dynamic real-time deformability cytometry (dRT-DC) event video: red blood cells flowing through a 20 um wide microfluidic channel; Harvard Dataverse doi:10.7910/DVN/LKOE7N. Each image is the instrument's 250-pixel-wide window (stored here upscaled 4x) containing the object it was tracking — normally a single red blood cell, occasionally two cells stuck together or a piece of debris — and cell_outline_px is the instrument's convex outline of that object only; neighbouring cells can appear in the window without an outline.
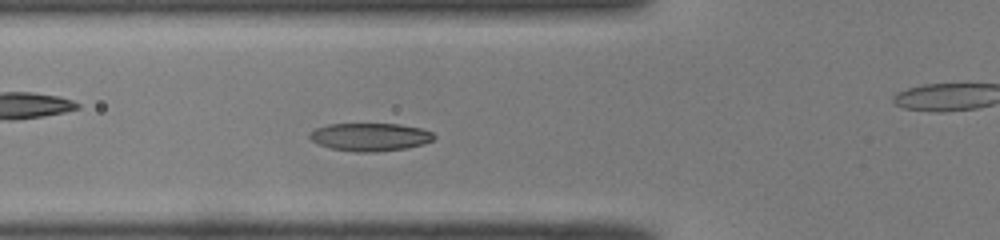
{"species": "common noctule bat (a hibernating species)", "species_latin": "Nyctalus noctula", "temperature_condition": "room temperature", "stored_images_in_passage": 45, "camera_frame_rate_fps": 3000, "um_per_image_px": 0.085, "animal": {"sex": "male", "body_mass_g": 19.0, "forearm_length_mm": 50.8}, "frame": {"image": 1, "passage_image": 12, "time_ms": 3.667, "image_size_px": [1000, 240], "cell_outline_px": [[436, 136], [432, 140], [424, 144], [408, 148], [376, 152], [356, 152], [332, 148], [320, 144], [312, 140], [308, 136], [316, 128], [328, 124], [400, 124], [420, 128], [432, 132]], "centroid_in_image_um": [31.5, 11.64], "position_along_channel_um": 94.3, "area_um2": 20.17}}
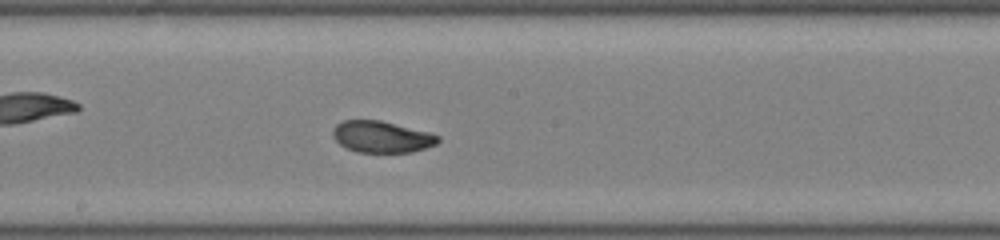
{"frame": {"image": 2, "passage_image": 21, "time_ms": 6.667, "image_size_px": [1000, 240], "cell_outline_px": [[440, 140], [436, 144], [412, 152], [356, 152], [344, 148], [332, 136], [332, 128], [336, 124], [344, 120], [380, 120], [428, 132], [440, 136]], "centroid_in_image_um": [32.4, 11.63], "position_along_channel_um": 215.8, "area_um2": 19.36}}
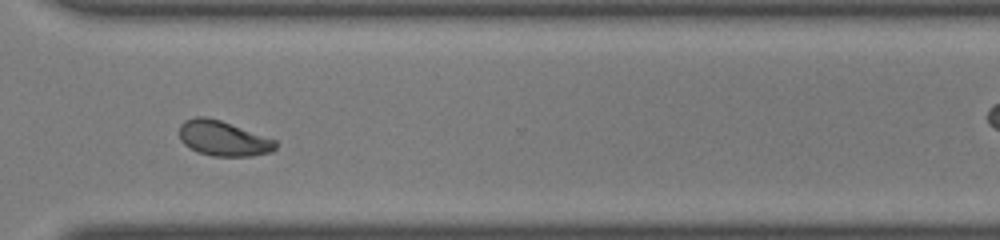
{"frame": {"image": 3, "passage_image": 31, "time_ms": 10.0, "image_size_px": [1000, 240], "cell_outline_px": [[276, 148], [272, 152], [252, 156], [212, 156], [200, 152], [184, 144], [180, 140], [180, 124], [184, 120], [196, 116], [204, 116], [220, 120], [276, 140]], "centroid_in_image_um": [18.97, 11.76], "position_along_channel_um": 351.6, "area_um2": 19.54}, "authors_computed_cell_mechanics": {"area_um2": 19.8254, "velocity_mm_per_s": 4.0468, "shape_relaxation_time_tau1_ms": 4.2039, "shape_relaxation_time_tau2_ms": 1.1443, "deformation_change_tau1": 0.165, "deformation_change_tau2": 0.0397}}